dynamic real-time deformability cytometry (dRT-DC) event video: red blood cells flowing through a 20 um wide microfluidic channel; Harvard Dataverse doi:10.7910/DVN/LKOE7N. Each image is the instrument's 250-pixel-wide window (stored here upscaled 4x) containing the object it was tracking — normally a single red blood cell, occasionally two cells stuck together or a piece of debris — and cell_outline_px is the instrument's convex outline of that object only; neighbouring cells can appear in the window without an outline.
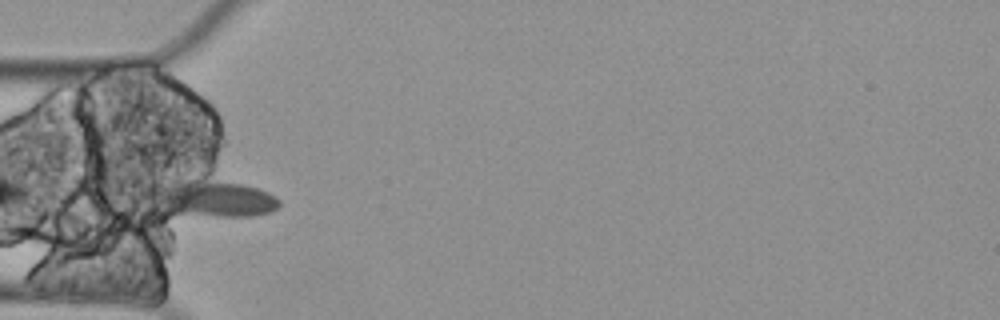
{"species": "Egyptian fruit bat (a non-hibernating species)", "species_latin": "Rousettus aegyptiacus", "temperature_condition": "cold", "stored_images_in_passage": 6, "camera_frame_rate_fps": 3000, "um_per_image_px": 0.085, "animal": {"sex": "female"}, "frame": {"image": 1, "passage_image": 4, "time_ms": 1.0, "image_size_px": [1000, 320], "cell_outline_px": [[280, 204], [276, 208], [268, 212], [252, 216], [168, 216], [144, 196], [140, 192], [148, 184], [204, 172], [256, 188], [268, 192], [276, 196], [280, 200]], "centroid_in_image_um": [17.74, 16.76], "position_along_channel_um": 67.3, "area_um2": 31.33}}
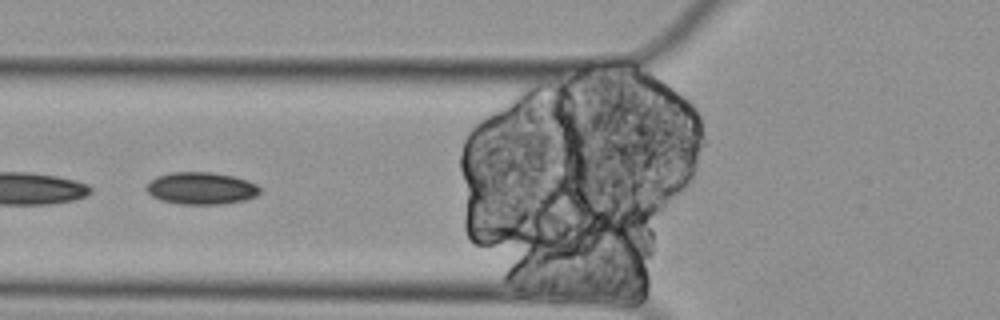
{"frame": {"image": 2, "passage_image": 5, "time_ms": 1.333, "image_size_px": [1000, 320], "cell_outline_px": [[260, 192], [256, 196], [244, 200], [216, 204], [176, 204], [160, 200], [152, 196], [144, 188], [156, 176], [172, 172], [212, 172], [232, 176], [248, 180], [256, 184], [260, 188]], "centroid_in_image_um": [17.08, 16.0], "position_along_channel_um": 108.7, "area_um2": 21.27}}
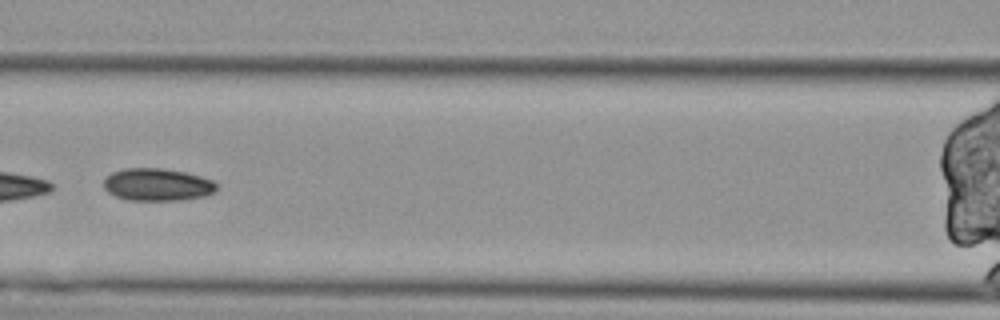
{"frame": {"image": 3, "passage_image": 6, "time_ms": 1.667, "image_size_px": [1000, 320], "cell_outline_px": [[216, 192], [204, 196], [184, 200], [128, 200], [116, 196], [108, 192], [104, 188], [104, 180], [112, 172], [124, 168], [160, 168], [184, 172], [200, 176], [212, 180], [216, 184]], "centroid_in_image_um": [13.38, 15.7], "position_along_channel_um": 153.2, "area_um2": 21.33}}